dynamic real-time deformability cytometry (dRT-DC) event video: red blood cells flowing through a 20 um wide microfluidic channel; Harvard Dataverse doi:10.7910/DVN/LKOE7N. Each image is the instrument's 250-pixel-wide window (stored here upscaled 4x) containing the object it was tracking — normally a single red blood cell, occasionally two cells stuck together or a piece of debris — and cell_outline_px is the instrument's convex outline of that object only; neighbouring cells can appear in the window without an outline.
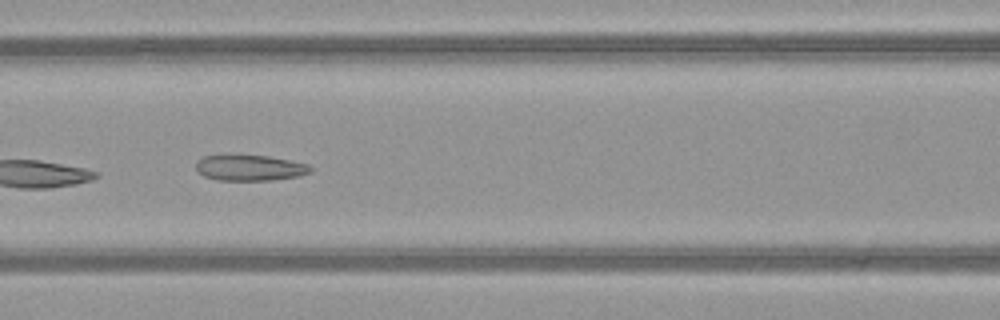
{"species": "common noctule bat (a hibernating species)", "species_latin": "Nyctalus noctula", "temperature_condition": "warm", "stored_images_in_passage": 8, "camera_frame_rate_fps": 3000, "um_per_image_px": 0.085, "animal": {"sex": "female", "body_mass_g": 21.9}, "frame": {"image": 1, "passage_image": 7, "time_ms": 2.0, "image_size_px": [1000, 320], "cell_outline_px": [[312, 172], [300, 176], [272, 180], [216, 180], [204, 176], [196, 172], [196, 160], [204, 156], [232, 152], [268, 156], [308, 164], [312, 168]], "centroid_in_image_um": [21.17, 14.22], "position_along_channel_um": 145.4, "area_um2": 18.03}}
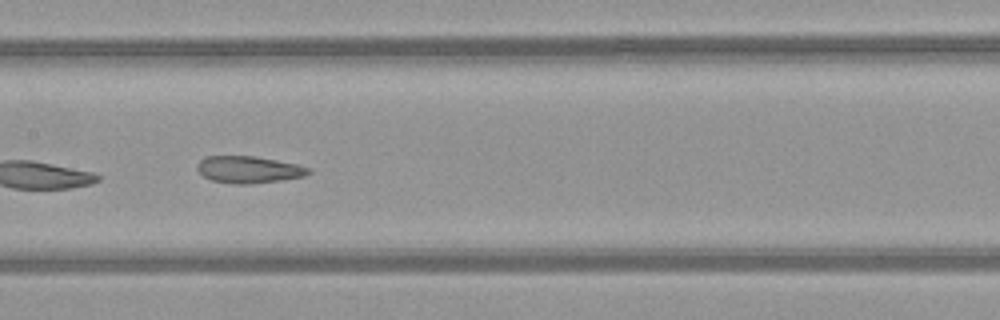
{"frame": {"image": 2, "passage_image": 8, "time_ms": 2.333, "image_size_px": [1000, 320], "cell_outline_px": [[312, 172], [304, 176], [280, 180], [252, 184], [236, 184], [212, 180], [204, 176], [196, 168], [196, 164], [204, 156], [256, 156], [296, 164], [312, 168]], "centroid_in_image_um": [21.14, 14.41], "position_along_channel_um": 186.3, "area_um2": 17.51}}